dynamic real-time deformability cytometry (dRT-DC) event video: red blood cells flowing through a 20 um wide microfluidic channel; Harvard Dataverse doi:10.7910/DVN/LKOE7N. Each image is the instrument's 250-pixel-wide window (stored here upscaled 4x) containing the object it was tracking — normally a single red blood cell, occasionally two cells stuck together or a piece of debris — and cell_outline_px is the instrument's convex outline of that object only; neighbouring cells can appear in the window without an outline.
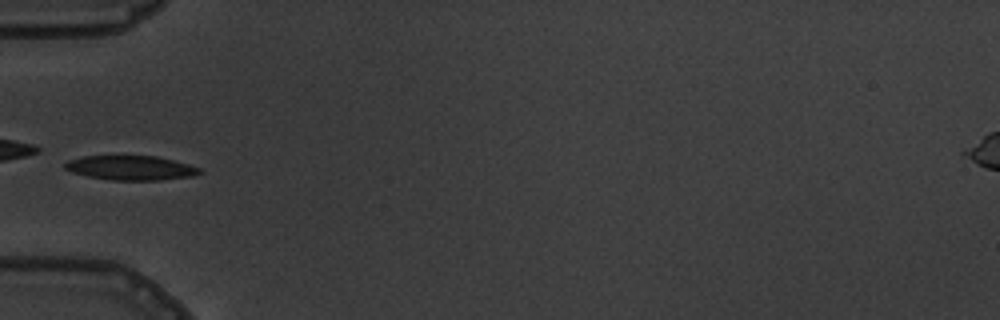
{"species": "common noctule bat (a hibernating species)", "species_latin": "Nyctalus noctula", "temperature_condition": "warm", "stored_images_in_passage": 7, "camera_frame_rate_fps": 3000, "um_per_image_px": 0.085, "animal": {"sex": "male", "body_mass_g": 19.5, "forearm_length_mm": 54.6}, "frame": {"image": 1, "passage_image": 6, "time_ms": 6.667, "image_size_px": [1000, 320], "cell_outline_px": [[204, 172], [192, 176], [160, 180], [108, 180], [88, 176], [72, 172], [64, 168], [64, 164], [68, 160], [84, 156], [156, 156], [188, 164], [200, 168]], "centroid_in_image_um": [11.11, 14.27], "position_along_channel_um": 73.9, "area_um2": 19.13}}